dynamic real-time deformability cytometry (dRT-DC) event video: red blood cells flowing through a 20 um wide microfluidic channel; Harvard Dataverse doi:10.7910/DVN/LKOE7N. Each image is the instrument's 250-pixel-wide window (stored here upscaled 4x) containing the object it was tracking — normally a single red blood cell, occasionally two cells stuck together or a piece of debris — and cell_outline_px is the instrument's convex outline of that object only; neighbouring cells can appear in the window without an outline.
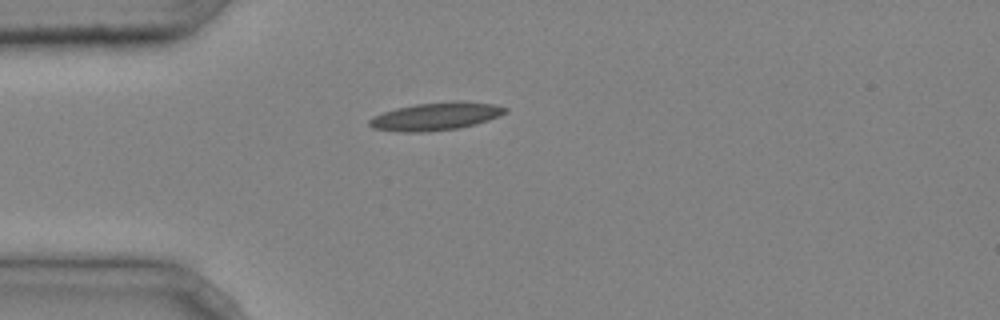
{"species": "common noctule bat (a hibernating species)", "species_latin": "Nyctalus noctula", "temperature_condition": "cold", "stored_images_in_passage": 2, "camera_frame_rate_fps": 3000, "um_per_image_px": 0.085, "animal": {"sex": "male", "body_mass_g": 20.4}, "frame": {"image": 1, "passage_image": 1, "time_ms": 0.0, "image_size_px": [1000, 320], "cell_outline_px": [[508, 112], [500, 116], [476, 124], [456, 128], [428, 132], [404, 132], [372, 128], [368, 124], [368, 120], [372, 116], [396, 108], [416, 104], [456, 100], [496, 104], [508, 108]], "centroid_in_image_um": [37.07, 9.88], "position_along_channel_um": 47.9, "area_um2": 22.2}}